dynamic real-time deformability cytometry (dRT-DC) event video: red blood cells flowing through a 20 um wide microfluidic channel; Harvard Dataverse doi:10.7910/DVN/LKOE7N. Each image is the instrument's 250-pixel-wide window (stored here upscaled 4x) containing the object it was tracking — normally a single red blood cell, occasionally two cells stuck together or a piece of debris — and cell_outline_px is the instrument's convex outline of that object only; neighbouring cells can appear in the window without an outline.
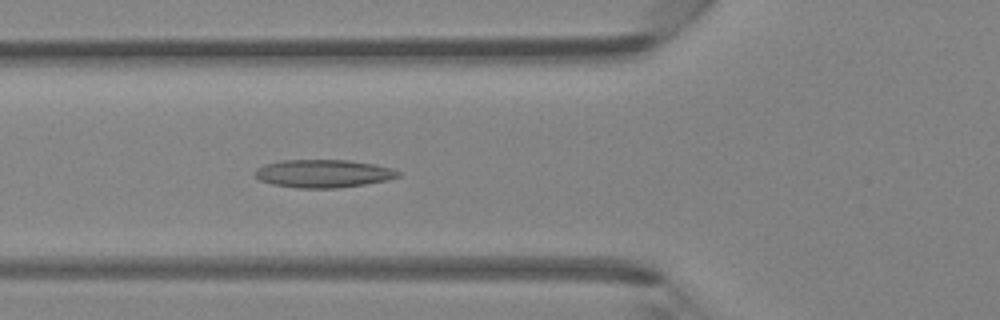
{"species": "Egyptian fruit bat (a non-hibernating species)", "species_latin": "Rousettus aegyptiacus", "temperature_condition": "room temperature", "stored_images_in_passage": 46, "camera_frame_rate_fps": 3000, "um_per_image_px": 0.085, "animal": {"sex": "female"}, "frame": {"image": 1, "passage_image": 17, "time_ms": 5.333, "image_size_px": [1000, 320], "cell_outline_px": [[400, 176], [388, 180], [364, 184], [336, 188], [296, 188], [272, 184], [260, 180], [256, 176], [256, 168], [264, 164], [280, 160], [348, 160], [372, 164], [392, 168], [400, 172]], "centroid_in_image_um": [27.47, 14.75], "position_along_channel_um": 98.3, "area_um2": 23.29}}
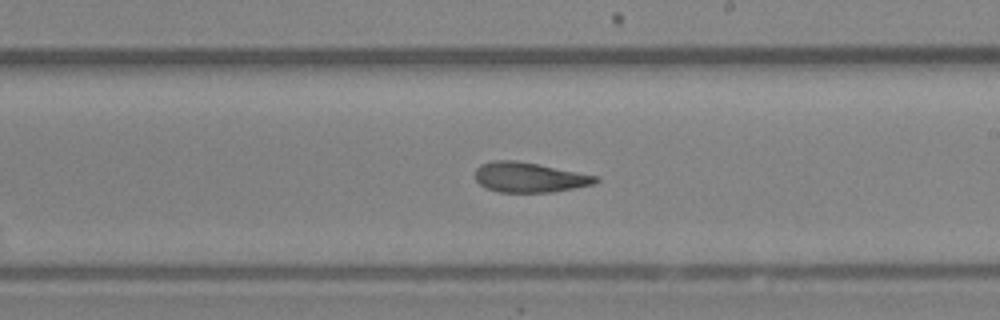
{"frame": {"image": 2, "passage_image": 27, "time_ms": 8.667, "image_size_px": [1000, 320], "cell_outline_px": [[600, 180], [592, 184], [552, 192], [500, 192], [484, 188], [476, 180], [476, 168], [480, 164], [492, 160], [516, 160], [600, 176]], "centroid_in_image_um": [44.97, 15.07], "position_along_channel_um": 244.0, "area_um2": 21.04}}
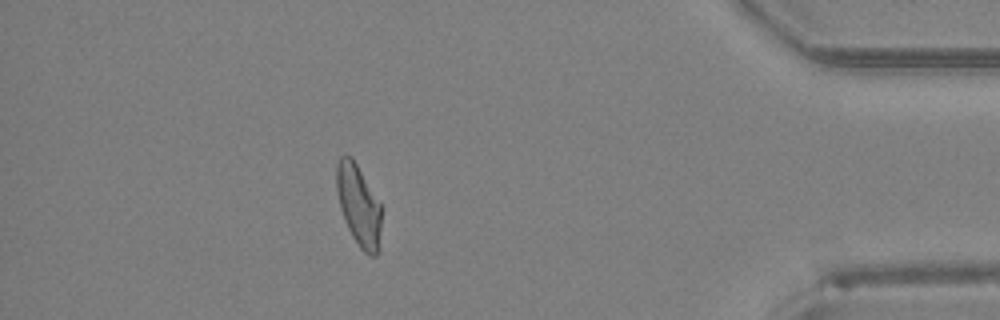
{"frame": {"image": 3, "passage_image": 41, "time_ms": 13.333, "image_size_px": [1000, 320], "cell_outline_px": [[380, 252], [376, 256], [368, 256], [360, 248], [352, 236], [344, 220], [340, 208], [336, 188], [336, 164], [340, 156], [352, 156], [380, 200]], "centroid_in_image_um": [30.49, 17.46], "position_along_channel_um": 404.7, "area_um2": 21.62}}